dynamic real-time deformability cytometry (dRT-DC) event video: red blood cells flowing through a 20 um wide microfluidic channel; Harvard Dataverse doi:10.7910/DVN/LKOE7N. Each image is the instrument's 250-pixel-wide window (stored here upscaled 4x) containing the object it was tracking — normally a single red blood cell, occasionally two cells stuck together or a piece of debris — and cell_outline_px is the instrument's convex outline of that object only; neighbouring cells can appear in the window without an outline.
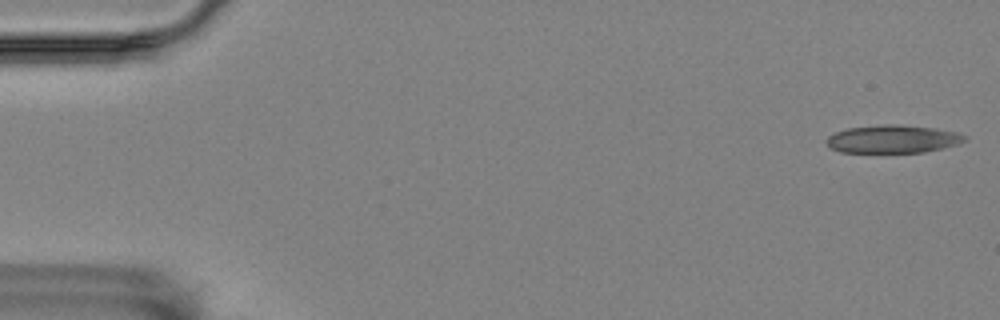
{"species": "Egyptian fruit bat (a non-hibernating species)", "species_latin": "Rousettus aegyptiacus", "temperature_condition": "room temperature", "stored_images_in_passage": 56, "camera_frame_rate_fps": 3000, "um_per_image_px": 0.085, "animal": {"sex": "female"}, "frame": {"image": 1, "passage_image": 1, "time_ms": 0.0, "image_size_px": [1000, 320], "cell_outline_px": [[968, 140], [960, 144], [944, 148], [924, 152], [840, 152], [828, 148], [824, 140], [828, 136], [836, 132], [848, 128], [884, 124], [892, 124], [936, 128], [956, 132], [968, 136]], "centroid_in_image_um": [75.9, 11.82], "position_along_channel_um": 9.1, "area_um2": 22.77}}
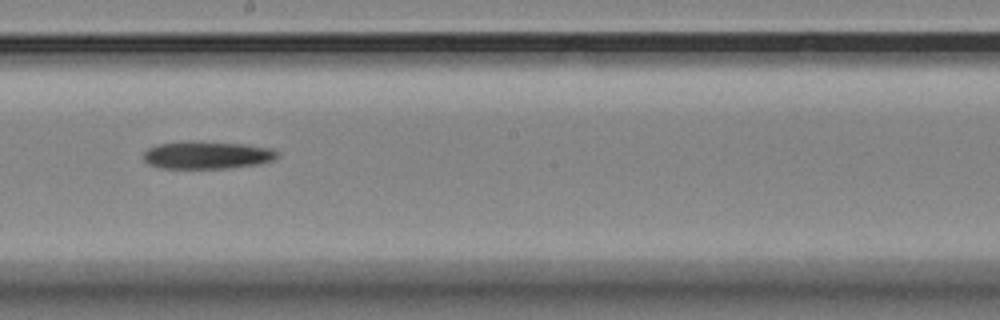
{"frame": {"image": 2, "passage_image": 31, "time_ms": 10.0, "image_size_px": [1000, 320], "cell_outline_px": [[280, 156], [272, 160], [260, 164], [228, 168], [160, 168], [148, 164], [144, 160], [144, 152], [148, 148], [156, 144], [188, 140], [192, 140], [244, 144], [272, 148], [280, 152]], "centroid_in_image_um": [17.61, 13.16], "position_along_channel_um": 230.6, "area_um2": 21.96}}
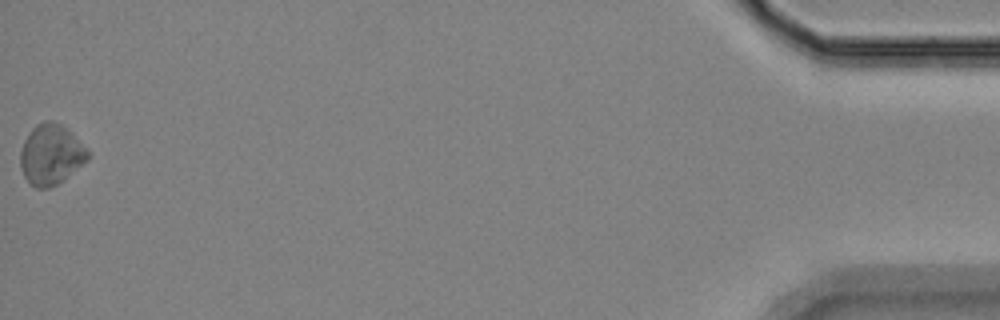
{"frame": {"image": 3, "passage_image": 56, "time_ms": 18.333, "image_size_px": [1000, 320], "cell_outline_px": [[88, 160], [64, 180], [48, 188], [36, 188], [24, 176], [20, 168], [20, 152], [24, 140], [28, 132], [36, 124], [44, 120], [52, 120], [68, 128], [72, 132], [88, 152]], "centroid_in_image_um": [4.31, 13.12], "position_along_channel_um": 430.9, "area_um2": 23.76}, "authors_computed_cell_mechanics": {"area_um2": 22.1663, "velocity_mm_per_s": 3.5155, "shape_relaxation_time_tau1_ms": 1.7459, "shape_relaxation_time_tau2_ms": null, "deformation_change_tau1": 0.0635, "deformation_change_tau2": null}}